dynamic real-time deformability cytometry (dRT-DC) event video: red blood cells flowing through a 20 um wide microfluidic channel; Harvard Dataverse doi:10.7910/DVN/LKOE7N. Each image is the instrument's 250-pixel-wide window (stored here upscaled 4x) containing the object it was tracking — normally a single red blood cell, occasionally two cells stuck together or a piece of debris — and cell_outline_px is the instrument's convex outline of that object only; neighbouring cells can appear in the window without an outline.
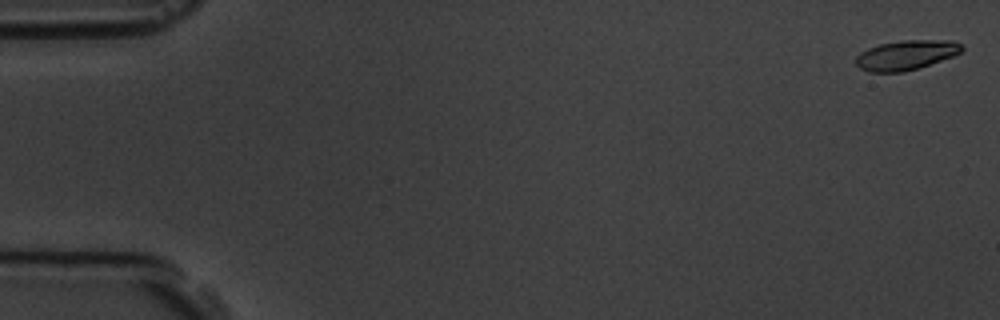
{"species": "common noctule bat (a hibernating species)", "species_latin": "Nyctalus noctula", "temperature_condition": "room temperature", "stored_images_in_passage": 5, "camera_frame_rate_fps": 3000, "um_per_image_px": 0.085, "animal": {"sex": "male", "body_mass_g": 19.5, "forearm_length_mm": 54.6}, "frame": {"image": 1, "passage_image": 1, "time_ms": 0.0, "image_size_px": [1000, 320], "cell_outline_px": [[964, 48], [960, 52], [952, 56], [904, 72], [868, 72], [860, 68], [856, 64], [856, 56], [860, 52], [868, 48], [880, 44], [904, 40], [952, 40], [960, 44]], "centroid_in_image_um": [76.98, 4.67], "position_along_channel_um": 8.0, "area_um2": 18.09}}
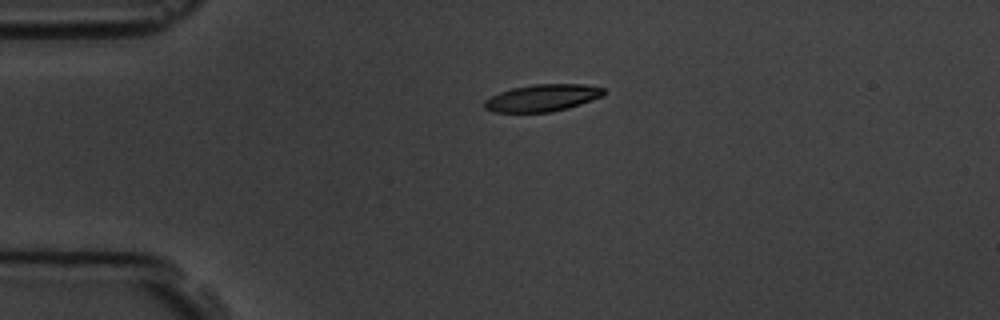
{"frame": {"image": 2, "passage_image": 4, "time_ms": 4.0, "image_size_px": [1000, 320], "cell_outline_px": [[604, 96], [568, 108], [552, 112], [492, 112], [484, 108], [484, 100], [500, 92], [512, 88], [536, 84], [584, 84], [604, 88]], "centroid_in_image_um": [46.1, 8.32], "position_along_channel_um": 38.9, "area_um2": 18.79}}